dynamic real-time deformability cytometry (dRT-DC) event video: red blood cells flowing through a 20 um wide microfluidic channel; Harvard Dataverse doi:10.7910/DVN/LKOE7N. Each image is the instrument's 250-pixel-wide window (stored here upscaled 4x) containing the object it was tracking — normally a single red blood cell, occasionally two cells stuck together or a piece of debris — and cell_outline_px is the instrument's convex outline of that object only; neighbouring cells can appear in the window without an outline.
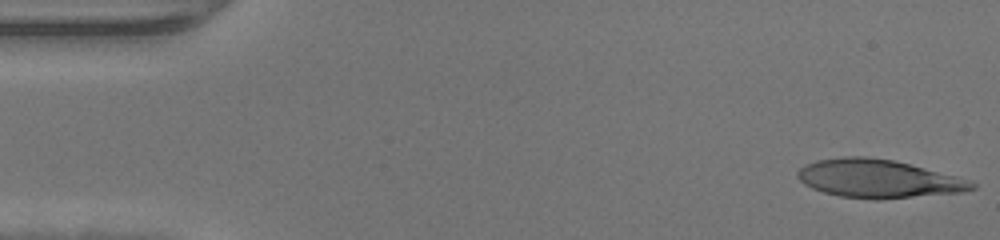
{"species": "human", "species_latin": "Homo sapiens", "temperature_condition": "warm", "stored_images_in_passage": 46, "camera_frame_rate_fps": 3000, "um_per_image_px": 0.085, "donor": {"sex": "male"}, "frame": {"image": 1, "passage_image": 1, "time_ms": 0.0, "image_size_px": [1000, 240], "cell_outline_px": [[976, 188], [964, 192], [876, 200], [872, 200], [840, 196], [824, 192], [812, 188], [804, 184], [796, 176], [796, 172], [804, 164], [816, 160], [844, 156], [864, 156], [892, 160], [908, 164], [968, 180], [976, 184]], "centroid_in_image_um": [74.59, 15.19], "position_along_channel_um": 10.4, "area_um2": 38.67}}
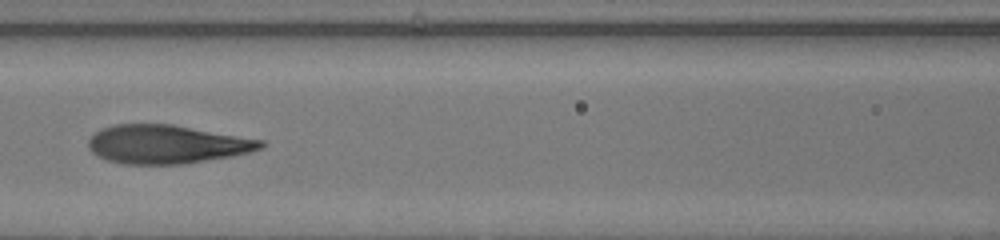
{"frame": {"image": 2, "passage_image": 20, "time_ms": 6.333, "image_size_px": [1000, 240], "cell_outline_px": [[264, 144], [260, 148], [248, 152], [232, 156], [184, 164], [124, 164], [108, 160], [96, 156], [88, 148], [88, 140], [96, 132], [104, 128], [116, 124], [172, 124], [264, 140]], "centroid_in_image_um": [14.15, 12.26], "position_along_channel_um": 152.4, "area_um2": 38.61}}
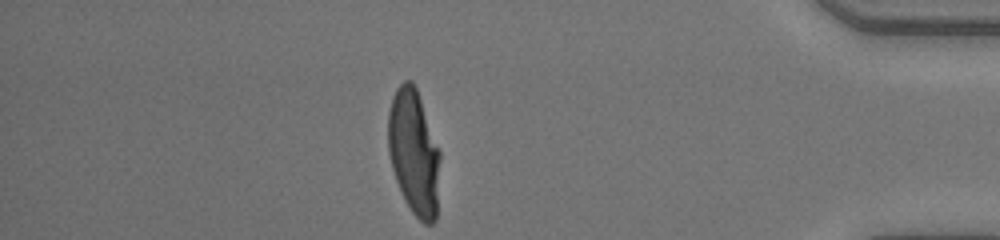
{"frame": {"image": 3, "passage_image": 40, "time_ms": 13.0, "image_size_px": [1000, 240], "cell_outline_px": [[440, 160], [436, 220], [432, 224], [424, 224], [412, 212], [404, 200], [400, 192], [392, 168], [388, 152], [388, 112], [392, 96], [396, 88], [404, 80], [412, 80], [416, 88], [440, 152]], "centroid_in_image_um": [35.17, 12.96], "position_along_channel_um": 400.0, "area_um2": 37.97}}